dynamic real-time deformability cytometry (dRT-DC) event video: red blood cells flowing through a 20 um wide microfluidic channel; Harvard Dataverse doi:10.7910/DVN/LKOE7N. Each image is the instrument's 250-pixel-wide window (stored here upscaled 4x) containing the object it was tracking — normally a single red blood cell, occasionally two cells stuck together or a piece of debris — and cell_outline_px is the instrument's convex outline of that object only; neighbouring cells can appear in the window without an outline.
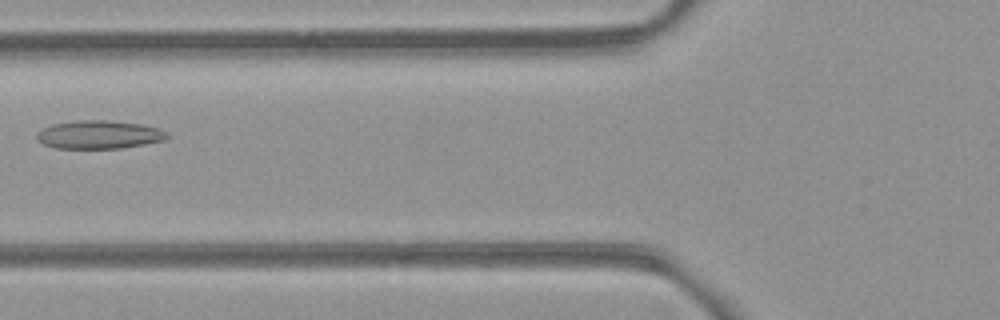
{"species": "common noctule bat (a hibernating species)", "species_latin": "Nyctalus noctula", "temperature_condition": "room temperature", "stored_images_in_passage": 9, "camera_frame_rate_fps": 3000, "um_per_image_px": 0.085, "animal": {"sex": "female", "body_mass_g": 21.9}, "frame": {"image": 1, "passage_image": 8, "time_ms": 8.333, "image_size_px": [1000, 320], "cell_outline_px": [[168, 136], [164, 140], [144, 144], [120, 148], [56, 148], [44, 144], [36, 136], [36, 132], [52, 124], [76, 120], [104, 120], [140, 124], [160, 128], [168, 132]], "centroid_in_image_um": [8.43, 11.44], "position_along_channel_um": 117.4, "area_um2": 21.33}}
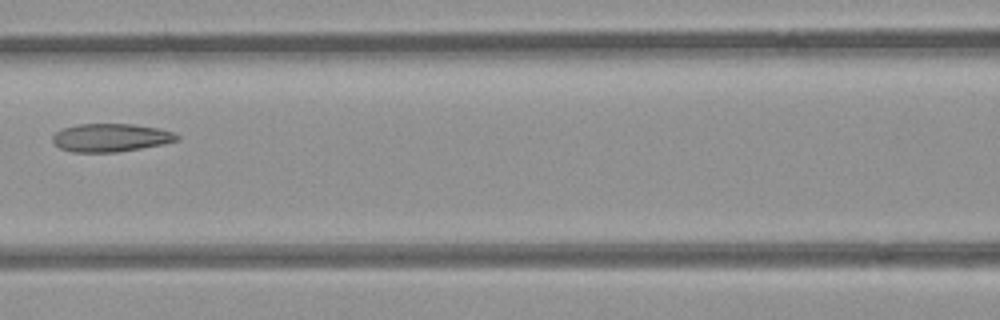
{"frame": {"image": 2, "passage_image": 9, "time_ms": 9.333, "image_size_px": [1000, 320], "cell_outline_px": [[180, 140], [140, 148], [116, 152], [72, 152], [60, 148], [52, 140], [52, 136], [56, 132], [64, 128], [76, 124], [132, 124], [156, 128], [172, 132], [180, 136]], "centroid_in_image_um": [9.39, 11.7], "position_along_channel_um": 157.2, "area_um2": 20.17}}